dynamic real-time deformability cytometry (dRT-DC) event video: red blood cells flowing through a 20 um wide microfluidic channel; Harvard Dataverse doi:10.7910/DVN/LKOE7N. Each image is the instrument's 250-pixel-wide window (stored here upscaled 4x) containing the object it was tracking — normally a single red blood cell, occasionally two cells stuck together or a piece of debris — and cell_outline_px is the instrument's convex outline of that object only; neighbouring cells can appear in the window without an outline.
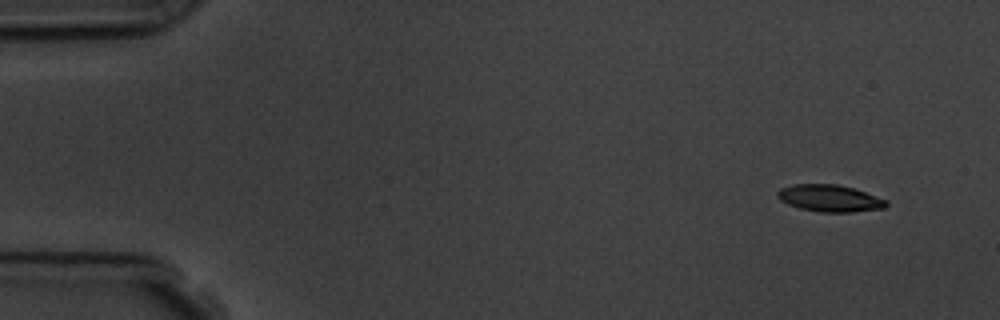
{"species": "common noctule bat (a hibernating species)", "species_latin": "Nyctalus noctula", "temperature_condition": "room temperature", "stored_images_in_passage": 5, "camera_frame_rate_fps": 3000, "um_per_image_px": 0.085, "animal": {"sex": "male", "body_mass_g": 19.5, "forearm_length_mm": 54.6}, "frame": {"image": 1, "passage_image": 1, "time_ms": 0.0, "image_size_px": [1000, 320], "cell_outline_px": [[888, 204], [884, 208], [852, 212], [820, 212], [800, 208], [788, 204], [780, 200], [776, 196], [776, 192], [780, 188], [796, 184], [836, 184], [852, 188], [888, 200]], "centroid_in_image_um": [70.51, 16.85], "position_along_channel_um": 14.5, "area_um2": 16.99}}
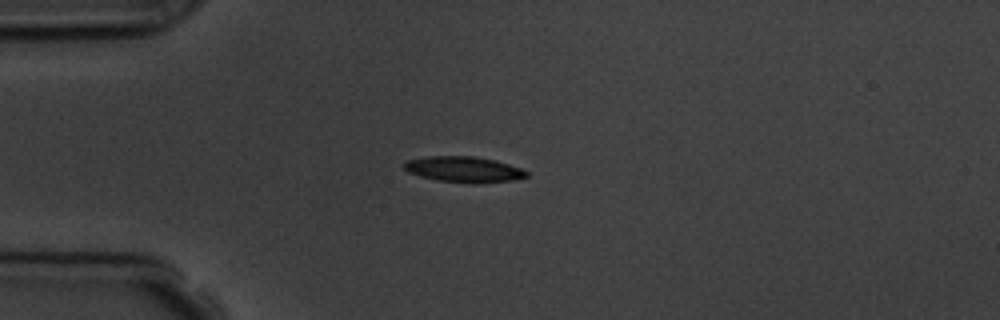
{"frame": {"image": 2, "passage_image": 3, "time_ms": 3.333, "image_size_px": [1000, 320], "cell_outline_px": [[528, 176], [512, 180], [476, 184], [472, 184], [440, 180], [420, 176], [408, 172], [404, 168], [404, 164], [408, 160], [432, 156], [472, 156], [496, 160], [520, 168], [528, 172]], "centroid_in_image_um": [39.45, 14.4], "position_along_channel_um": 45.6, "area_um2": 18.21}}
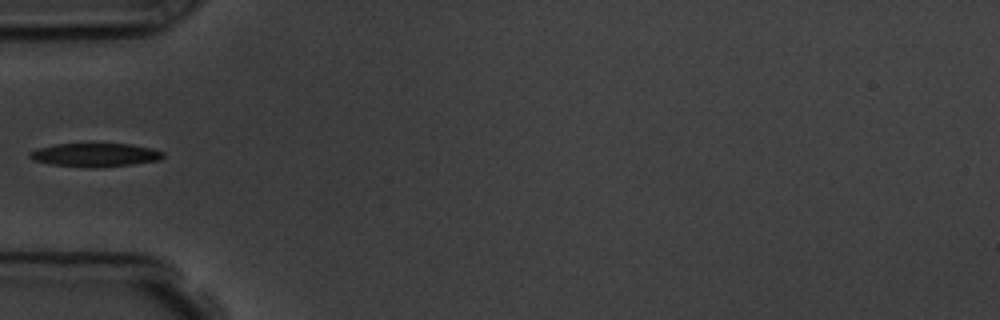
{"frame": {"image": 3, "passage_image": 4, "time_ms": 4.667, "image_size_px": [1000, 320], "cell_outline_px": [[164, 156], [160, 160], [132, 164], [92, 168], [52, 164], [32, 160], [28, 156], [28, 152], [36, 148], [56, 144], [132, 144], [152, 148], [164, 152]], "centroid_in_image_um": [8.07, 13.16], "position_along_channel_um": 76.9, "area_um2": 18.32}}